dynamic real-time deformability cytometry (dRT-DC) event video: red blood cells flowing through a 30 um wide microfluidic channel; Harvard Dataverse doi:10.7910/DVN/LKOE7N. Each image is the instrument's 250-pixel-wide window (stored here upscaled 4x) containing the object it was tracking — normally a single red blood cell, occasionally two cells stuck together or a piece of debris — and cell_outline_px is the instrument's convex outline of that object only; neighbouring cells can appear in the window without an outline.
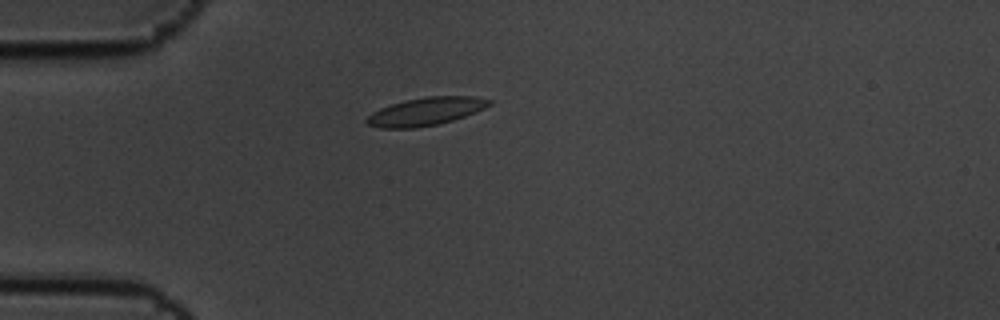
{"species": "common noctule bat (a hibernating species)", "species_latin": "Nyctalus noctula", "temperature_condition": "cold", "stored_images_in_passage": 6, "camera_frame_rate_fps": 3000, "um_per_image_px": 0.085, "animal": {"sex": "male", "body_mass_g": 19.5, "forearm_length_mm": 54.6}, "frame": {"image": 1, "passage_image": 4, "time_ms": 1.0, "image_size_px": [1000, 320], "cell_outline_px": [[492, 104], [476, 112], [452, 120], [436, 124], [416, 128], [380, 128], [368, 124], [364, 120], [372, 112], [380, 108], [404, 100], [428, 96], [476, 96], [492, 100]], "centroid_in_image_um": [36.2, 9.46], "position_along_channel_um": 48.8, "area_um2": 19.94}}
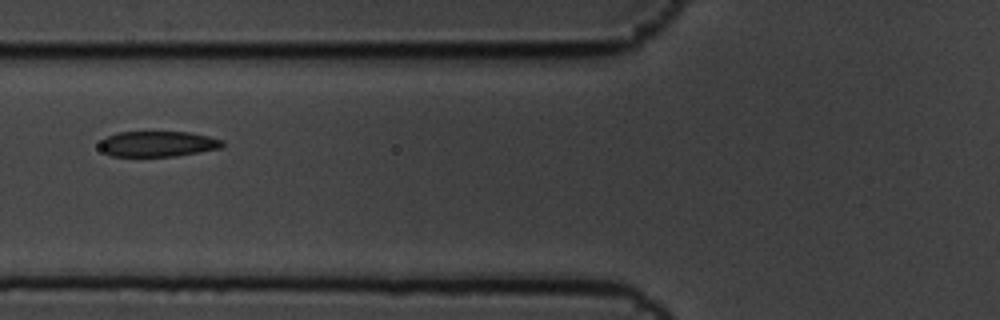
{"frame": {"image": 2, "passage_image": 6, "time_ms": 1.667, "image_size_px": [1000, 320], "cell_outline_px": [[224, 144], [220, 148], [200, 152], [176, 156], [112, 156], [104, 152], [100, 148], [100, 140], [108, 136], [120, 132], [188, 132], [208, 136], [224, 140]], "centroid_in_image_um": [13.42, 12.23], "position_along_channel_um": 112.4, "area_um2": 18.21}}